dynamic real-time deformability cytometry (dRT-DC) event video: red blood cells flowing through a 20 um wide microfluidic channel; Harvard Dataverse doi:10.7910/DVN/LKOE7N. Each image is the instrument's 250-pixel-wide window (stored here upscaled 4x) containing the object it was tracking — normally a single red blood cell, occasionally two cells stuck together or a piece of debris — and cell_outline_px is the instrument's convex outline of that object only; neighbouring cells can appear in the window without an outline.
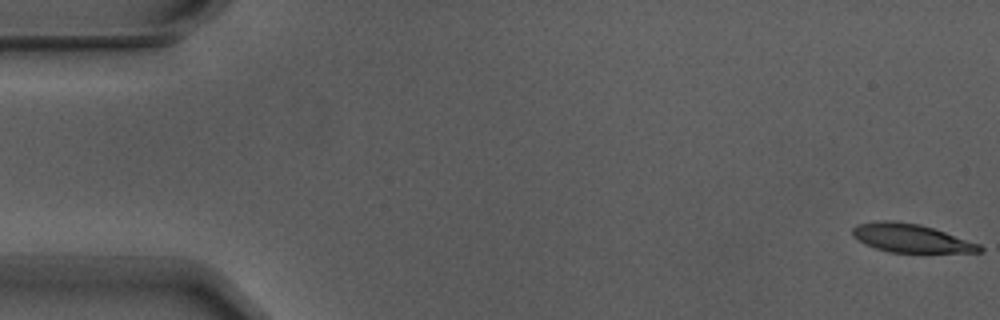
{"species": "Egyptian fruit bat (a non-hibernating species)", "species_latin": "Rousettus aegyptiacus", "temperature_condition": "warm", "stored_images_in_passage": 7, "camera_frame_rate_fps": 3000, "um_per_image_px": 0.085, "animal": {"sex": "male"}, "frame": {"image": 1, "passage_image": 1, "time_ms": 0.0, "image_size_px": [1000, 320], "cell_outline_px": [[984, 252], [888, 252], [864, 244], [852, 236], [852, 228], [856, 224], [876, 220], [892, 220], [920, 224], [980, 244], [984, 248]], "centroid_in_image_um": [77.38, 20.23], "position_along_channel_um": 7.6, "area_um2": 21.1}}